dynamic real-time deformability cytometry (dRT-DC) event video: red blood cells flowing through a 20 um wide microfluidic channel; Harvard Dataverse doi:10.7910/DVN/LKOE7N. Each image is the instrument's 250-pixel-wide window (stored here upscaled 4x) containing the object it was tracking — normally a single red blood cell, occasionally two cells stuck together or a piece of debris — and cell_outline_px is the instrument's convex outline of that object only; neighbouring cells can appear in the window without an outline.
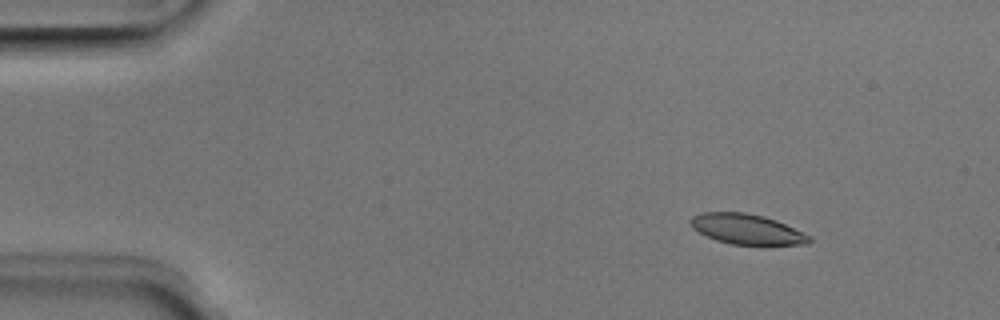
{"species": "Egyptian fruit bat (a non-hibernating species)", "species_latin": "Rousettus aegyptiacus", "temperature_condition": "room temperature", "stored_images_in_passage": 47, "camera_frame_rate_fps": 3000, "um_per_image_px": 0.085, "animal": {"sex": "male"}, "frame": {"image": 1, "passage_image": 2, "time_ms": 0.333, "image_size_px": [1000, 320], "cell_outline_px": [[812, 240], [808, 244], [768, 248], [764, 248], [732, 244], [716, 240], [692, 228], [688, 220], [692, 216], [704, 212], [744, 212], [764, 216], [776, 220], [812, 236]], "centroid_in_image_um": [63.57, 19.54], "position_along_channel_um": 21.4, "area_um2": 21.91}}
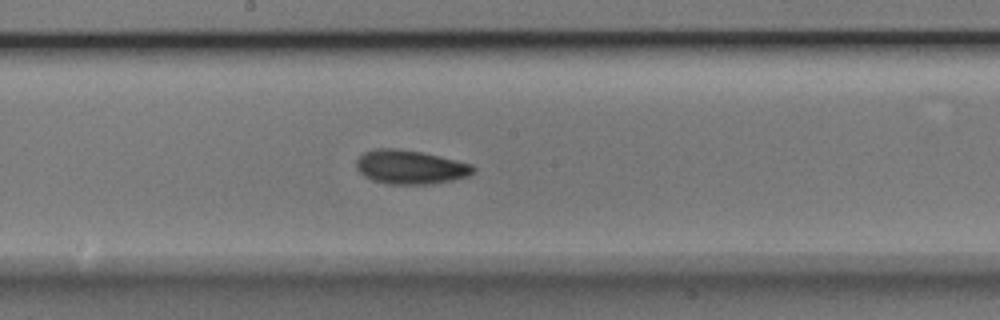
{"frame": {"image": 2, "passage_image": 23, "time_ms": 7.333, "image_size_px": [1000, 320], "cell_outline_px": [[476, 168], [468, 176], [452, 180], [428, 184], [388, 184], [372, 180], [364, 176], [356, 168], [356, 160], [364, 152], [376, 148], [396, 148], [420, 152], [440, 156], [472, 164]], "centroid_in_image_um": [34.85, 14.2], "position_along_channel_um": 213.4, "area_um2": 23.06}}
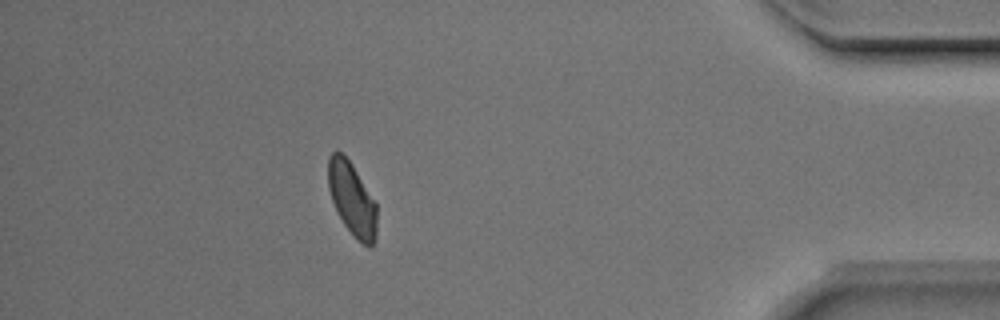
{"frame": {"image": 3, "passage_image": 41, "time_ms": 13.333, "image_size_px": [1000, 320], "cell_outline_px": [[376, 236], [372, 248], [368, 248], [360, 244], [356, 240], [344, 224], [332, 200], [328, 188], [328, 156], [332, 152], [340, 152], [352, 164], [376, 204]], "centroid_in_image_um": [29.92, 16.97], "position_along_channel_um": 405.3, "area_um2": 20.63}, "authors_computed_cell_mechanics": {"area_um2": 21.6172, "velocity_mm_per_s": 3.9748, "shape_relaxation_time_tau1_ms": 3.2777, "shape_relaxation_time_tau2_ms": 3.5404, "deformation_change_tau1": 0.111, "deformation_change_tau2": 0.0892}}